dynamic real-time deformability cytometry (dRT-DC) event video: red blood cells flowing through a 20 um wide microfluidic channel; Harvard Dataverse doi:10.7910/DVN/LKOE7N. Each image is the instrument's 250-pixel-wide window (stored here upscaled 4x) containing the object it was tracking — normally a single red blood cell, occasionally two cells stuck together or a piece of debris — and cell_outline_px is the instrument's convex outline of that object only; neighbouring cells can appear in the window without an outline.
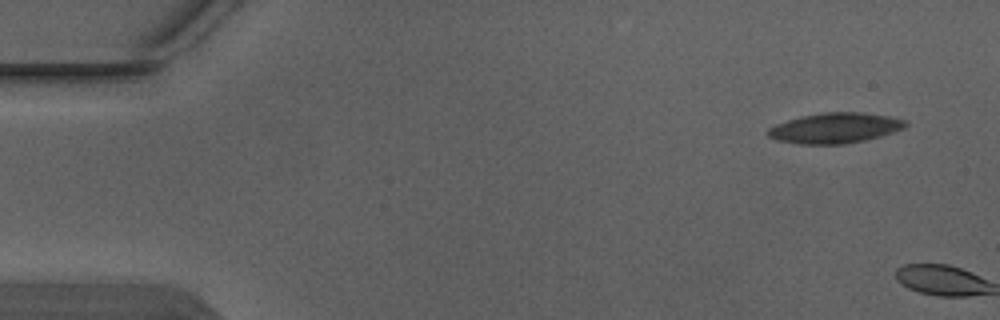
{"species": "Egyptian fruit bat (a non-hibernating species)", "species_latin": "Rousettus aegyptiacus", "temperature_condition": "warm", "stored_images_in_passage": 2, "camera_frame_rate_fps": 3000, "um_per_image_px": 0.085, "animal": {"sex": "male"}, "frame": {"image": 1, "passage_image": 1, "time_ms": 0.0, "image_size_px": [1000, 320], "cell_outline_px": [[908, 124], [904, 128], [880, 136], [864, 140], [844, 144], [800, 144], [776, 140], [768, 136], [768, 128], [776, 124], [800, 116], [824, 112], [864, 112], [888, 116], [908, 120]], "centroid_in_image_um": [70.99, 10.87], "position_along_channel_um": 14.0, "area_um2": 24.33}}